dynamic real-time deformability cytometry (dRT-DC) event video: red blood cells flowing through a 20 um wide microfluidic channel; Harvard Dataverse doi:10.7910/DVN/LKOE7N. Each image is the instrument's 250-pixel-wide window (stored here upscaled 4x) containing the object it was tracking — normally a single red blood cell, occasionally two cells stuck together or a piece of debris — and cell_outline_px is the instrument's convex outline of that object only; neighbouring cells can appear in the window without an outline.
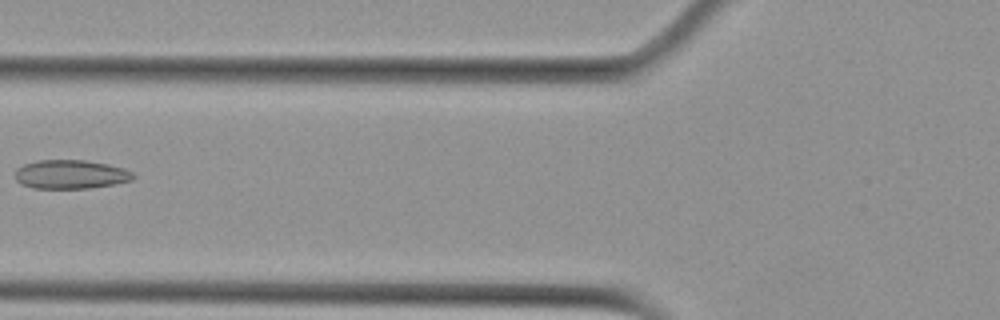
{"species": "Egyptian fruit bat (a non-hibernating species)", "species_latin": "Rousettus aegyptiacus", "temperature_condition": "cold", "stored_images_in_passage": 7, "camera_frame_rate_fps": 3000, "um_per_image_px": 0.085, "animal": {"sex": "female"}, "frame": {"image": 1, "passage_image": 6, "time_ms": 7.0, "image_size_px": [1000, 320], "cell_outline_px": [[136, 176], [132, 180], [112, 184], [88, 188], [32, 188], [20, 184], [16, 180], [16, 168], [24, 164], [36, 160], [84, 160], [108, 164], [124, 168], [132, 172]], "centroid_in_image_um": [5.99, 14.81], "position_along_channel_um": 119.8, "area_um2": 19.88}}
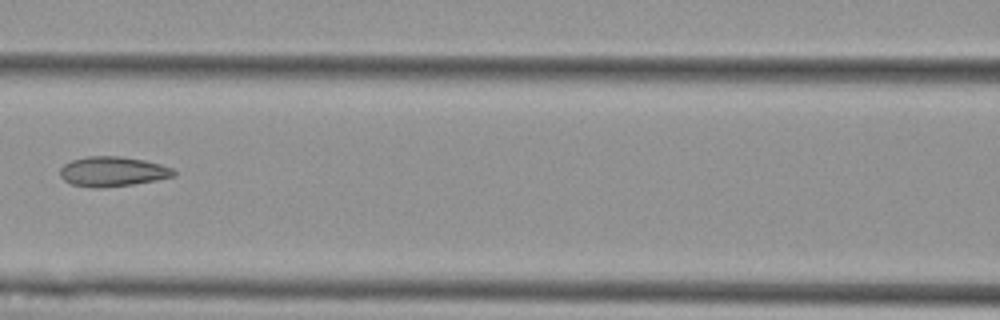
{"frame": {"image": 2, "passage_image": 7, "time_ms": 8.0, "image_size_px": [1000, 320], "cell_outline_px": [[176, 176], [156, 180], [132, 184], [104, 188], [96, 188], [72, 184], [64, 180], [60, 176], [60, 168], [64, 164], [72, 160], [88, 156], [120, 156], [144, 160], [160, 164], [172, 168], [176, 172]], "centroid_in_image_um": [9.58, 14.58], "position_along_channel_um": 157.0, "area_um2": 19.77}}